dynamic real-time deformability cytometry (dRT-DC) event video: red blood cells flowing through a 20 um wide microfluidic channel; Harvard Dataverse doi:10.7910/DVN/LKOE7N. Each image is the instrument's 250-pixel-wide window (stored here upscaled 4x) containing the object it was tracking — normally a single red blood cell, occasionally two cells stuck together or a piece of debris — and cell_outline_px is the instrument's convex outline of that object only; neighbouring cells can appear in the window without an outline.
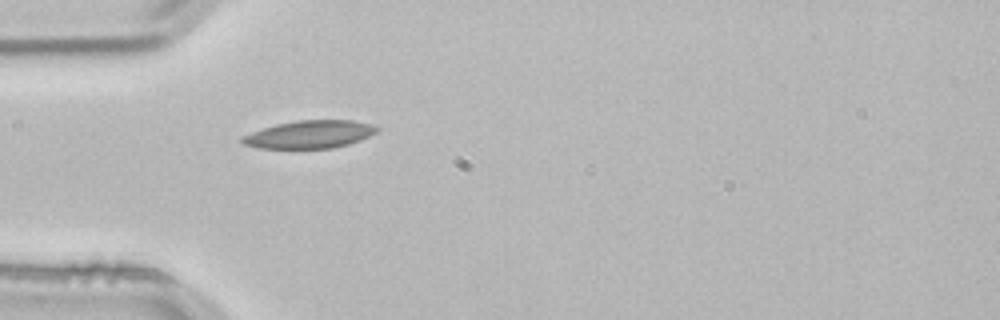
{"species": "common noctule bat (a hibernating species)", "species_latin": "Nyctalus noctula", "temperature_condition": "room temperature", "stored_images_in_passage": 1, "camera_frame_rate_fps": 3000, "um_per_image_px": 0.085, "animal": {"sex": "male", "body_mass_g": 21.5, "forearm_length_mm": 52.0}, "frame": {"image": 1, "passage_image": 1, "time_ms": 0.0, "image_size_px": [1000, 320], "cell_outline_px": [[380, 128], [376, 132], [360, 140], [348, 144], [332, 148], [256, 148], [244, 144], [240, 140], [240, 136], [276, 124], [296, 120], [352, 120], [372, 124]], "centroid_in_image_um": [26.3, 11.42], "position_along_channel_um": 58.7, "area_um2": 21.79}}